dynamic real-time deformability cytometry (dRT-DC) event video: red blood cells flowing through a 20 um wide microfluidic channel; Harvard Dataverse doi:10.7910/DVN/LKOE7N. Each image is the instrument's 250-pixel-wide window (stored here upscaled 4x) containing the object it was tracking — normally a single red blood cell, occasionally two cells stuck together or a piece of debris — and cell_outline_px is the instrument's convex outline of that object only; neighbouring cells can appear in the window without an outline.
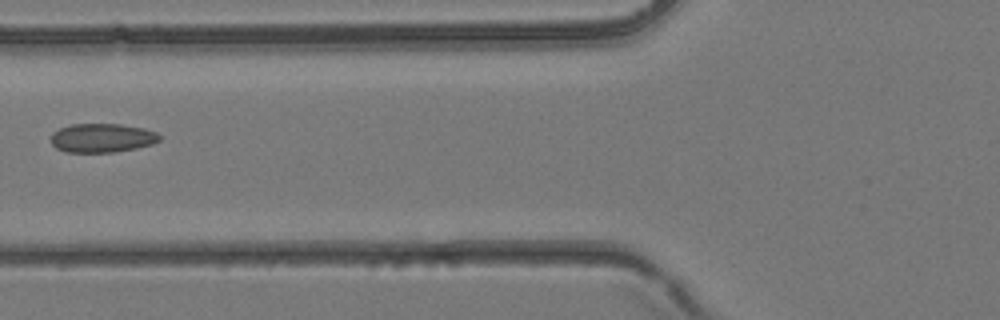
{"species": "common noctule bat (a hibernating species)", "species_latin": "Nyctalus noctula", "temperature_condition": "room temperature", "stored_images_in_passage": 5, "camera_frame_rate_fps": 3000, "um_per_image_px": 0.085, "animal": {"sex": "female", "body_mass_g": 24.6, "forearm_length_mm": 56.2}, "frame": {"image": 1, "passage_image": 5, "time_ms": 1.333, "image_size_px": [1000, 320], "cell_outline_px": [[160, 140], [152, 144], [136, 148], [112, 152], [64, 152], [56, 148], [52, 144], [52, 132], [60, 128], [72, 124], [120, 124], [144, 128], [156, 132], [160, 136]], "centroid_in_image_um": [8.67, 11.72], "position_along_channel_um": 117.1, "area_um2": 18.26}}